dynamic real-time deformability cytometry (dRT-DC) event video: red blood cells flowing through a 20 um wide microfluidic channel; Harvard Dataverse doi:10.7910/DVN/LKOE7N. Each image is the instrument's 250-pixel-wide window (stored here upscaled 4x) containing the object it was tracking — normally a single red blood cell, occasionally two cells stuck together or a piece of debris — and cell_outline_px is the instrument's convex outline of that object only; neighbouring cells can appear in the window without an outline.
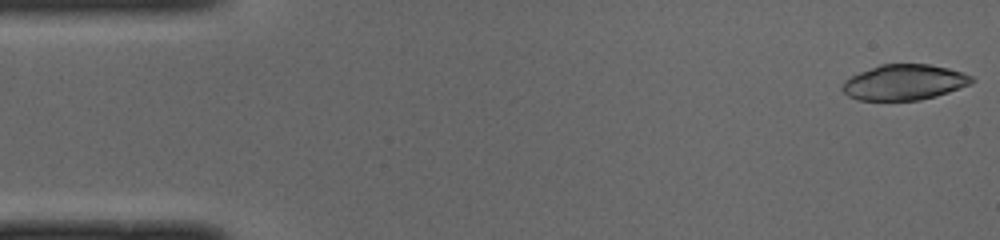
{"species": "common noctule bat (a hibernating species)", "species_latin": "Nyctalus noctula", "temperature_condition": "cold", "stored_images_in_passage": 49, "camera_frame_rate_fps": 3000, "um_per_image_px": 0.085, "animal": {"sex": "male", "body_mass_g": 19.0, "forearm_length_mm": 50.8}, "frame": {"image": 1, "passage_image": 1, "time_ms": 0.0, "image_size_px": [1000, 240], "cell_outline_px": [[976, 80], [972, 84], [936, 96], [920, 100], [856, 100], [848, 96], [840, 88], [844, 80], [860, 72], [880, 64], [928, 64], [948, 68], [964, 72], [972, 76]], "centroid_in_image_um": [76.88, 6.99], "position_along_channel_um": 8.1, "area_um2": 26.93}}
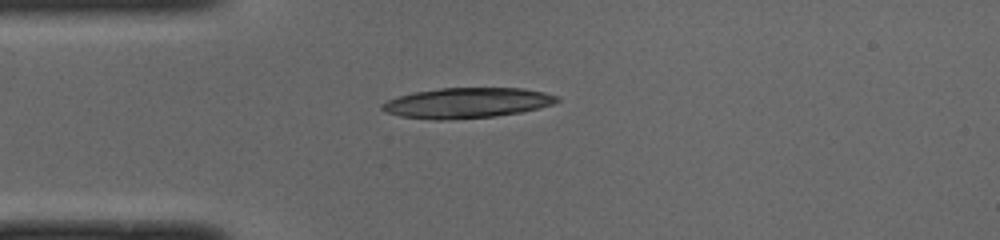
{"frame": {"image": 2, "passage_image": 12, "time_ms": 3.667, "image_size_px": [1000, 240], "cell_outline_px": [[560, 100], [552, 104], [520, 112], [492, 116], [440, 120], [436, 120], [400, 116], [388, 112], [380, 108], [380, 104], [388, 100], [400, 96], [416, 92], [440, 88], [524, 88], [544, 92], [560, 96]], "centroid_in_image_um": [39.7, 8.73], "position_along_channel_um": 45.3, "area_um2": 30.52}}